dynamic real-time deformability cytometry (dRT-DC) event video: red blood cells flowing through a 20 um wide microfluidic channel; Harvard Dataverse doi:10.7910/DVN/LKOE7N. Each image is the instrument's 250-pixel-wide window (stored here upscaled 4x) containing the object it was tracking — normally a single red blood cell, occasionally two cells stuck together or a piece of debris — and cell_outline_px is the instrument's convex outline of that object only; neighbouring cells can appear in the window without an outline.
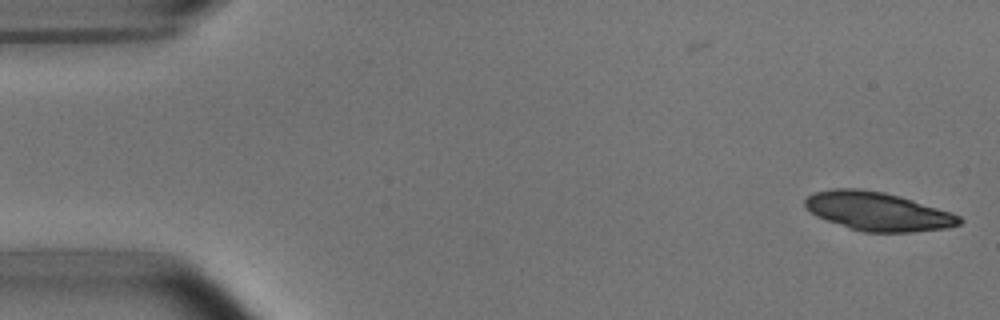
{"species": "common noctule bat (a hibernating species)", "species_latin": "Nyctalus noctula", "temperature_condition": "room temperature", "stored_images_in_passage": 6, "camera_frame_rate_fps": 3000, "um_per_image_px": 0.085, "animal": {"sex": "male", "body_mass_g": 15.6}, "frame": {"image": 1, "passage_image": 6, "time_ms": 1.667, "image_size_px": [1000, 320], "cell_outline_px": [[964, 220], [960, 224], [948, 228], [912, 232], [864, 232], [848, 228], [816, 216], [804, 208], [804, 200], [808, 196], [816, 192], [832, 188], [860, 188], [884, 192], [900, 196], [952, 212], [960, 216]], "centroid_in_image_um": [74.61, 17.97], "position_along_channel_um": 10.4, "area_um2": 34.97}}